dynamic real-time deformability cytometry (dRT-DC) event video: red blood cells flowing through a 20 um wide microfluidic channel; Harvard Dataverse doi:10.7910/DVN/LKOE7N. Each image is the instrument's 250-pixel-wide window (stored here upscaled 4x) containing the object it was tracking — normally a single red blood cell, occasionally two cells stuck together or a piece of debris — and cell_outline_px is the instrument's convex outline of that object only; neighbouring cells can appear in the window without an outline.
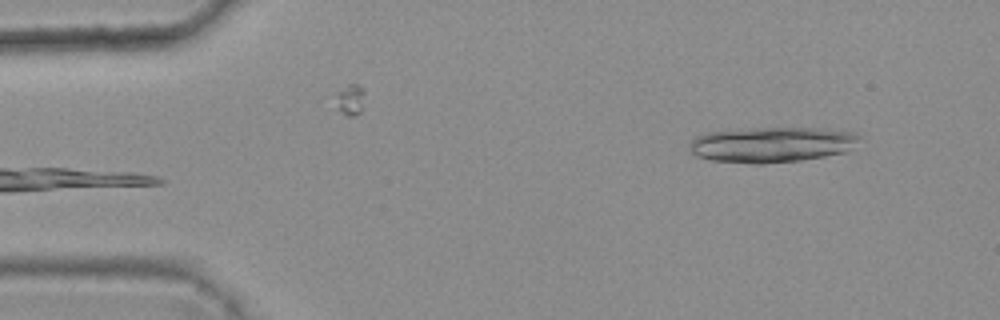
{"species": "common noctule bat (a hibernating species)", "species_latin": "Nyctalus noctula", "temperature_condition": "warm", "stored_images_in_passage": 5, "camera_frame_rate_fps": 3000, "um_per_image_px": 0.085, "animal": {"sex": "female", "body_mass_g": 25.1}, "frame": {"image": 1, "passage_image": 5, "time_ms": 1.333, "image_size_px": [1000, 320], "cell_outline_px": [[860, 136], [852, 148], [848, 152], [800, 160], [764, 164], [752, 164], [708, 160], [696, 156], [688, 148], [688, 144], [696, 136], [708, 132], [752, 128], [828, 128], [856, 132]], "centroid_in_image_um": [65.6, 12.29], "position_along_channel_um": 19.4, "area_um2": 35.49}}